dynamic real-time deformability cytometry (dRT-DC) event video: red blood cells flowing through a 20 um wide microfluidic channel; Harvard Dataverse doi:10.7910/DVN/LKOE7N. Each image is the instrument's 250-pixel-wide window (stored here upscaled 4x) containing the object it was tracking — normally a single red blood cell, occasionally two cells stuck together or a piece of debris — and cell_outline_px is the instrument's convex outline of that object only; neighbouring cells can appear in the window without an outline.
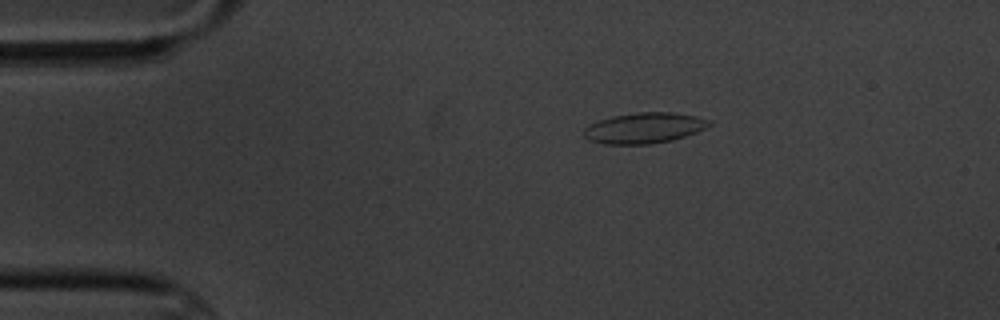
{"species": "common noctule bat (a hibernating species)", "species_latin": "Nyctalus noctula", "temperature_condition": "cold", "stored_images_in_passage": 7, "camera_frame_rate_fps": 3000, "um_per_image_px": 0.085, "animal": {"sex": "male", "body_mass_g": 20.1, "forearm_length_mm": 53.5}, "frame": {"image": 1, "passage_image": 1, "time_ms": 0.0, "image_size_px": [1000, 320], "cell_outline_px": [[712, 124], [696, 132], [672, 140], [652, 144], [604, 144], [588, 140], [584, 136], [584, 128], [588, 124], [596, 120], [612, 116], [636, 112], [672, 112], [696, 116], [708, 120]], "centroid_in_image_um": [54.7, 10.87], "position_along_channel_um": 30.3, "area_um2": 22.48}}
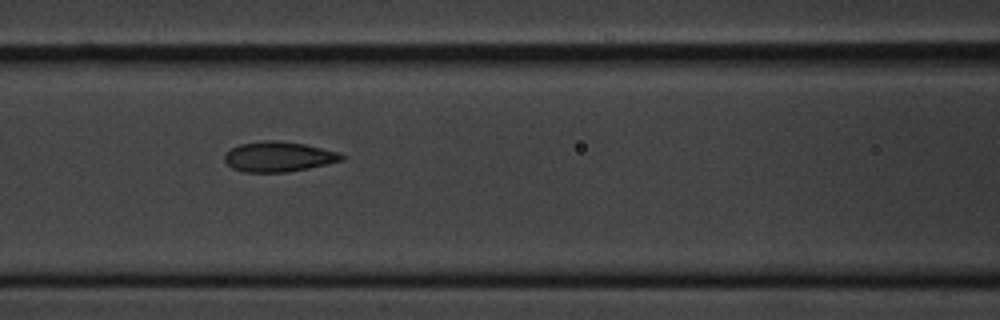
{"frame": {"image": 2, "passage_image": 5, "time_ms": 4.667, "image_size_px": [1000, 320], "cell_outline_px": [[344, 160], [308, 168], [288, 172], [244, 172], [232, 168], [224, 160], [224, 156], [232, 148], [240, 144], [260, 140], [280, 140], [304, 144], [340, 152], [344, 156]], "centroid_in_image_um": [23.68, 13.31], "position_along_channel_um": 142.9, "area_um2": 20.58}}
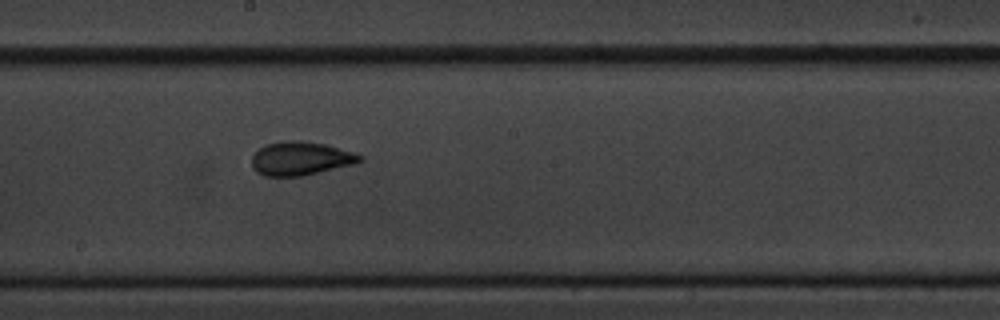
{"frame": {"image": 3, "passage_image": 7, "time_ms": 7.0, "image_size_px": [1000, 320], "cell_outline_px": [[364, 160], [352, 164], [304, 176], [264, 176], [256, 172], [252, 168], [252, 156], [264, 144], [284, 140], [300, 140], [324, 144], [352, 152], [364, 156]], "centroid_in_image_um": [25.52, 13.47], "position_along_channel_um": 222.7, "area_um2": 21.21}}